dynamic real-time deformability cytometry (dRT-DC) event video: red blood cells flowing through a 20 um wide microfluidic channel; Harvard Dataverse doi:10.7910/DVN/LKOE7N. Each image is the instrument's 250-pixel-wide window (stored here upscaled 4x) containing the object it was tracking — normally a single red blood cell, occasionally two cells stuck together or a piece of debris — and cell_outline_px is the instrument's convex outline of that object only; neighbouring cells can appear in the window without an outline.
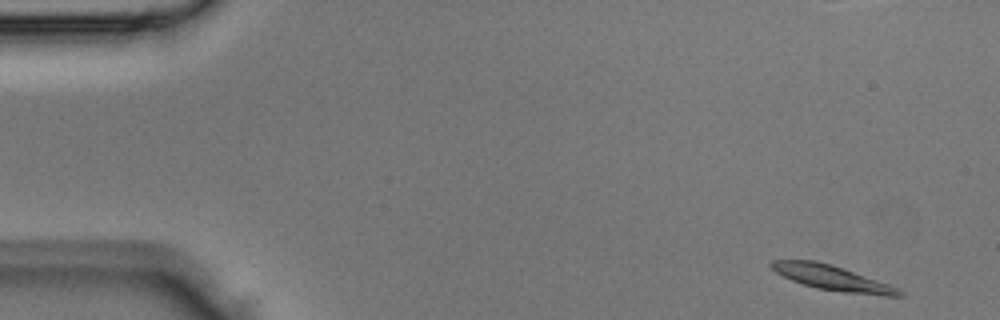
{"species": "Egyptian fruit bat (a non-hibernating species)", "species_latin": "Rousettus aegyptiacus", "temperature_condition": "room temperature", "stored_images_in_passage": 4, "camera_frame_rate_fps": 3000, "um_per_image_px": 0.085, "animal": {"sex": "male"}, "frame": {"image": 1, "passage_image": 1, "time_ms": 0.0, "image_size_px": [1000, 320], "cell_outline_px": [[904, 296], [884, 296], [844, 292], [816, 288], [792, 280], [776, 272], [768, 264], [772, 260], [816, 260], [832, 264], [900, 288], [904, 292]], "centroid_in_image_um": [70.77, 23.62], "position_along_channel_um": 14.2, "area_um2": 18.55}}